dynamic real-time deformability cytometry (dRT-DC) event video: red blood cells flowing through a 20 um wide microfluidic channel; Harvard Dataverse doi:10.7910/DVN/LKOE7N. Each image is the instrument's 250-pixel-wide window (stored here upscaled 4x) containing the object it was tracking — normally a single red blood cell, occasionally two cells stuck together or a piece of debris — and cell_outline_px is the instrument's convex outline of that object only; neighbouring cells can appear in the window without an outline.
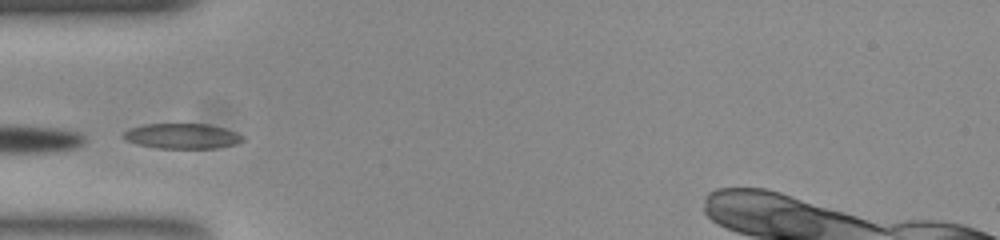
{"species": "common noctule bat (a hibernating species)", "species_latin": "Nyctalus noctula", "temperature_condition": "room temperature", "stored_images_in_passage": 3, "camera_frame_rate_fps": 3000, "um_per_image_px": 0.085, "animal": {"sex": "female", "body_mass_g": 23.0, "forearm_length_mm": 53.4}, "frame": {"image": 1, "passage_image": 1, "time_ms": 0.0, "image_size_px": [1000, 240], "cell_outline_px": [[244, 140], [236, 144], [216, 148], [156, 148], [136, 144], [124, 140], [124, 132], [132, 128], [144, 124], [208, 124], [224, 128], [236, 132], [244, 136]], "centroid_in_image_um": [15.5, 11.57], "position_along_channel_um": 69.5, "area_um2": 17.51}}